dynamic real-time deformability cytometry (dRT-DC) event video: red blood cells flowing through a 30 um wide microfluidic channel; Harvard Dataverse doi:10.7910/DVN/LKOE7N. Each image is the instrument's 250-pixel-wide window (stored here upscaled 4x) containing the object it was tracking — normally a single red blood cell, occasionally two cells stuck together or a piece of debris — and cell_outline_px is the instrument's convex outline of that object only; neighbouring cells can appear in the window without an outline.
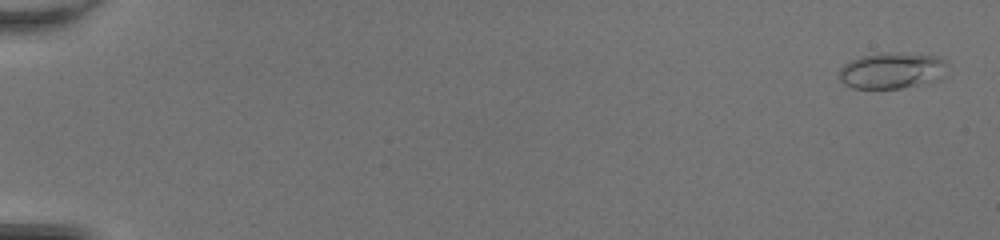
{"species": "common noctule bat (a hibernating species)", "species_latin": "Nyctalus noctula", "temperature_condition": "room temperature", "stored_images_in_passage": 50, "camera_frame_rate_fps": 3000, "um_per_image_px": 0.085, "animal": {"sex": "female", "body_mass_g": 20.0, "forearm_length_mm": 54.0}, "frame": {"image": 1, "passage_image": 2, "time_ms": 0.333, "image_size_px": [1000, 240], "cell_outline_px": [[948, 64], [912, 84], [900, 88], [852, 88], [844, 84], [840, 80], [840, 68], [844, 64], [860, 56], [884, 52], [900, 52], [940, 56]], "centroid_in_image_um": [75.56, 5.93], "position_along_channel_um": 9.4, "area_um2": 21.27}}
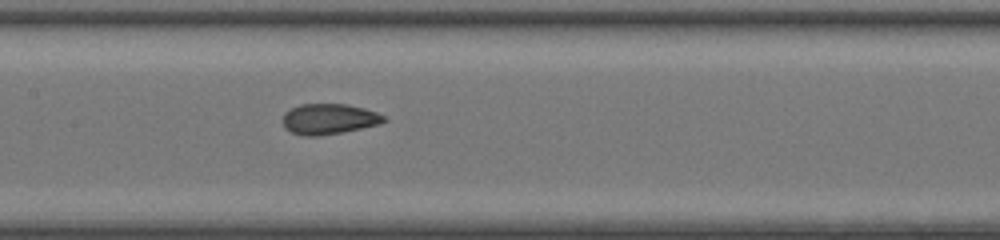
{"frame": {"image": 2, "passage_image": 27, "time_ms": 8.667, "image_size_px": [1000, 240], "cell_outline_px": [[388, 120], [380, 124], [340, 132], [316, 136], [304, 136], [292, 132], [284, 128], [284, 112], [300, 104], [348, 104], [364, 108], [376, 112], [384, 116]], "centroid_in_image_um": [27.97, 10.1], "position_along_channel_um": 179.4, "area_um2": 17.86}}
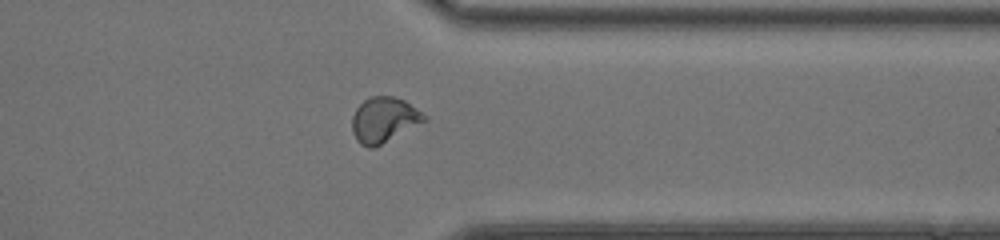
{"frame": {"image": 3, "passage_image": 41, "time_ms": 13.333, "image_size_px": [1000, 240], "cell_outline_px": [[428, 120], [372, 148], [368, 148], [360, 144], [356, 140], [352, 132], [352, 116], [356, 108], [364, 100], [372, 96], [396, 96], [404, 100], [428, 116]], "centroid_in_image_um": [32.63, 10.17], "position_along_channel_um": 378.8, "area_um2": 19.02}, "authors_computed_cell_mechanics": {"area_um2": 18.5249, "velocity_mm_per_s": 4.3064, "shape_relaxation_time_tau1_ms": 8.9033, "shape_relaxation_time_tau2_ms": 0.9061, "deformation_change_tau1": 0.2274, "deformation_change_tau2": 0.0482}}